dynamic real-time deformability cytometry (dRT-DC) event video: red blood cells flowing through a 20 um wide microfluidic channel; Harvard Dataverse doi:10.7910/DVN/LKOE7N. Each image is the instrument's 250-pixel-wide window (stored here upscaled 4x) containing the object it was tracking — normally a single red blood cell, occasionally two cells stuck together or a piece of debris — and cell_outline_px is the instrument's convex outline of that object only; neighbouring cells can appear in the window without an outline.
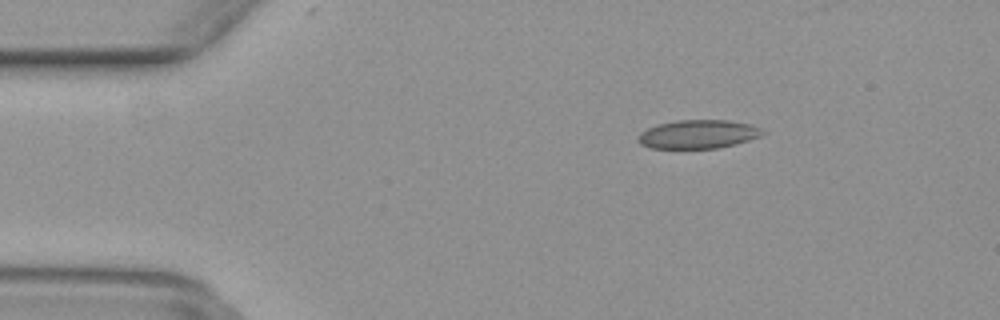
{"species": "common noctule bat (a hibernating species)", "species_latin": "Nyctalus noctula", "temperature_condition": "warm", "stored_images_in_passage": 50, "camera_frame_rate_fps": 3000, "um_per_image_px": 0.085, "animal": {"sex": "female", "body_mass_g": 29.2, "forearm_length_mm": 56.3}, "frame": {"image": 1, "passage_image": 8, "time_ms": 2.333, "image_size_px": [1000, 320], "cell_outline_px": [[768, 132], [760, 136], [736, 144], [716, 148], [652, 148], [640, 144], [636, 140], [636, 136], [640, 132], [648, 128], [660, 124], [680, 120], [728, 120], [752, 124]], "centroid_in_image_um": [59.35, 11.41], "position_along_channel_um": 25.6, "area_um2": 20.81}}
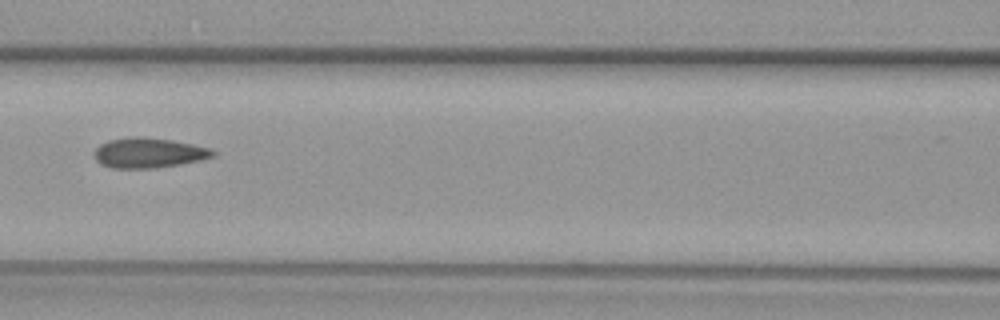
{"frame": {"image": 2, "passage_image": 22, "time_ms": 7.0, "image_size_px": [1000, 320], "cell_outline_px": [[216, 156], [200, 160], [180, 164], [156, 168], [112, 168], [100, 164], [96, 160], [92, 152], [100, 144], [108, 140], [132, 136], [144, 136], [172, 140], [212, 148], [216, 152]], "centroid_in_image_um": [12.63, 12.98], "position_along_channel_um": 154.0, "area_um2": 21.1}}
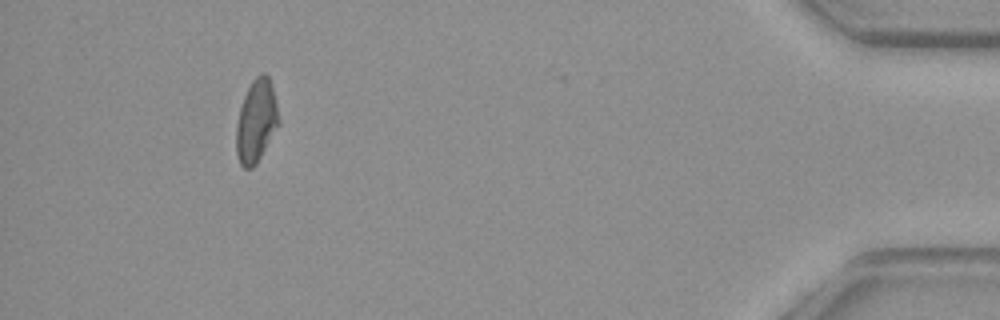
{"frame": {"image": 3, "passage_image": 46, "time_ms": 15.0, "image_size_px": [1000, 320], "cell_outline_px": [[280, 124], [256, 164], [252, 168], [244, 168], [240, 164], [236, 152], [236, 124], [240, 108], [244, 96], [252, 80], [260, 72], [264, 72], [268, 76], [272, 84]], "centroid_in_image_um": [21.78, 10.28], "position_along_channel_um": 413.4, "area_um2": 20.52}}